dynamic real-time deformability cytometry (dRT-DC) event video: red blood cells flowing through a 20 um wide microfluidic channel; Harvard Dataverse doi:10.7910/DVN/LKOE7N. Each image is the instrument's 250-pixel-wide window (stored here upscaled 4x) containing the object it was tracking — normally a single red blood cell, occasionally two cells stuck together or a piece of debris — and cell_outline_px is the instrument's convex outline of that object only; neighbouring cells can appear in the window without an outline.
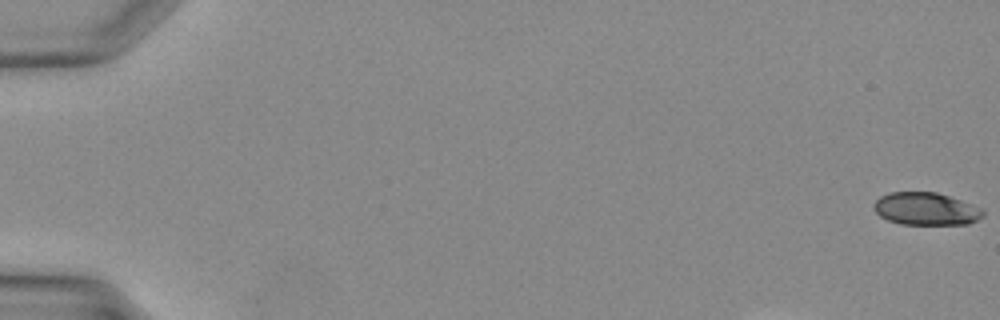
{"species": "Egyptian fruit bat (a non-hibernating species)", "species_latin": "Rousettus aegyptiacus", "temperature_condition": "warm", "stored_images_in_passage": 35, "camera_frame_rate_fps": 3000, "um_per_image_px": 0.085, "animal": {"sex": "female"}, "frame": {"image": 1, "passage_image": 1, "time_ms": 0.0, "image_size_px": [1000, 320], "cell_outline_px": [[984, 216], [968, 224], [900, 224], [888, 220], [880, 216], [872, 208], [872, 204], [880, 196], [888, 192], [936, 192], [960, 200], [980, 208], [984, 212]], "centroid_in_image_um": [78.65, 17.75], "position_along_channel_um": 6.3, "area_um2": 20.69}}